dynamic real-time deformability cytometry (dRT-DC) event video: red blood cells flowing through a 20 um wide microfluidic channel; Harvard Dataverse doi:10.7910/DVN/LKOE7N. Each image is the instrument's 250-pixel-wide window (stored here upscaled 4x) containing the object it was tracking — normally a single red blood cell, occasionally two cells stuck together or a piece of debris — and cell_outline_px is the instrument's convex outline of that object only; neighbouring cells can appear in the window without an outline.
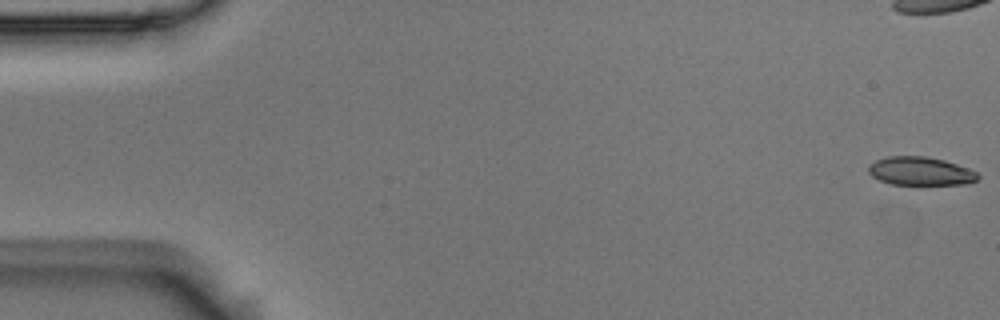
{"species": "Egyptian fruit bat (a non-hibernating species)", "species_latin": "Rousettus aegyptiacus", "temperature_condition": "room temperature", "stored_images_in_passage": 56, "camera_frame_rate_fps": 3000, "um_per_image_px": 0.085, "animal": {"sex": "male"}, "frame": {"image": 1, "passage_image": 1, "time_ms": 0.0, "image_size_px": [1000, 320], "cell_outline_px": [[980, 176], [976, 180], [968, 184], [892, 184], [880, 180], [872, 176], [868, 172], [868, 168], [876, 160], [888, 156], [928, 156], [944, 160], [968, 168], [976, 172]], "centroid_in_image_um": [78.25, 14.54], "position_along_channel_um": 6.8, "area_um2": 17.98}}
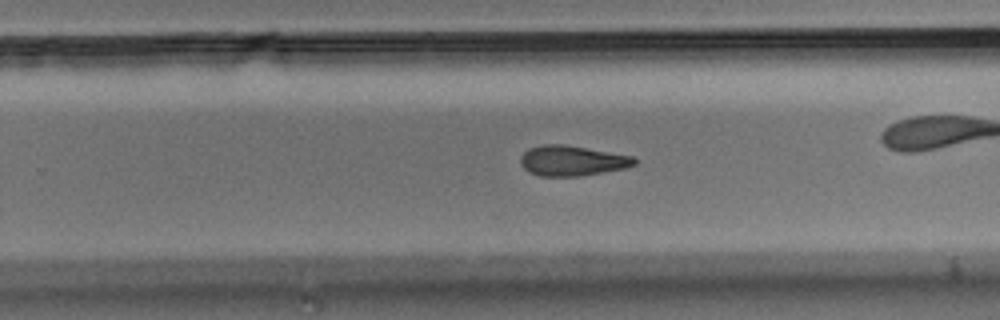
{"frame": {"image": 2, "passage_image": 35, "time_ms": 11.333, "image_size_px": [1000, 320], "cell_outline_px": [[636, 164], [624, 168], [580, 176], [540, 176], [528, 172], [520, 164], [520, 156], [528, 148], [544, 144], [564, 144], [632, 156], [636, 160]], "centroid_in_image_um": [48.57, 13.66], "position_along_channel_um": 281.2, "area_um2": 20.0}}
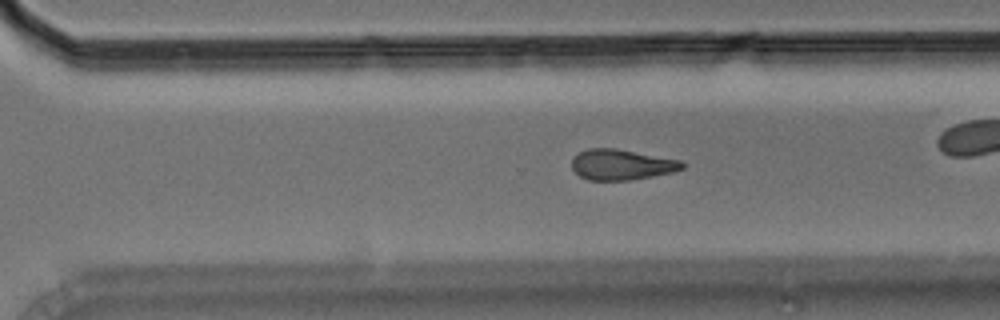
{"frame": {"image": 3, "passage_image": 38, "time_ms": 12.333, "image_size_px": [1000, 320], "cell_outline_px": [[684, 168], [672, 172], [652, 176], [628, 180], [588, 180], [580, 176], [572, 168], [572, 156], [588, 148], [616, 148], [680, 160], [684, 164]], "centroid_in_image_um": [52.8, 13.98], "position_along_channel_um": 317.8, "area_um2": 19.59}, "authors_computed_cell_mechanics": {"area_um2": 20.1722, "velocity_mm_per_s": 3.6798, "shape_relaxation_time_tau1_ms": 7.0944, "shape_relaxation_time_tau2_ms": 8.5009, "deformation_change_tau1": 0.1822, "deformation_change_tau2": 0.1862}}